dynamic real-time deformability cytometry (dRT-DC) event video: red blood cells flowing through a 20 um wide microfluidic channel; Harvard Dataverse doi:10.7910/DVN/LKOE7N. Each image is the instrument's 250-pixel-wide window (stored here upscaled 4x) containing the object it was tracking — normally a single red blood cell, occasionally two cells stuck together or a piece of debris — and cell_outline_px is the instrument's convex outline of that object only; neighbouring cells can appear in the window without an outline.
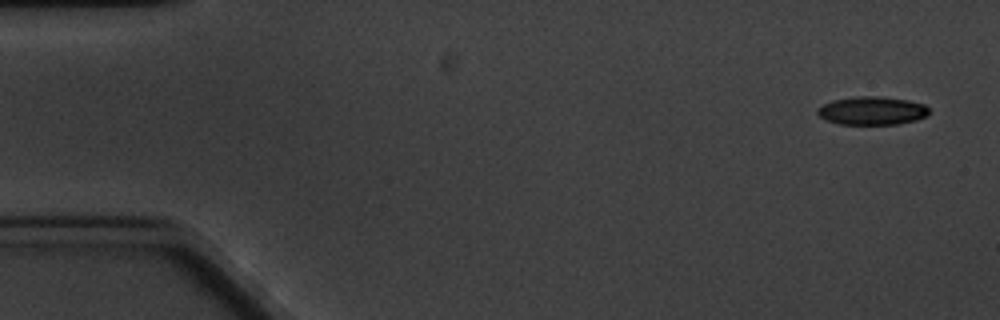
{"species": "common noctule bat (a hibernating species)", "species_latin": "Nyctalus noctula", "temperature_condition": "cold", "stored_images_in_passage": 5, "camera_frame_rate_fps": 3000, "um_per_image_px": 0.085, "animal": {"sex": "male", "body_mass_g": 20.1, "forearm_length_mm": 53.5}, "frame": {"image": 1, "passage_image": 1, "time_ms": 0.0, "image_size_px": [1000, 320], "cell_outline_px": [[928, 116], [916, 120], [896, 124], [840, 124], [828, 120], [820, 116], [816, 112], [816, 108], [832, 100], [856, 96], [880, 96], [908, 100], [924, 104], [928, 108]], "centroid_in_image_um": [74.13, 9.4], "position_along_channel_um": 10.9, "area_um2": 18.38}}
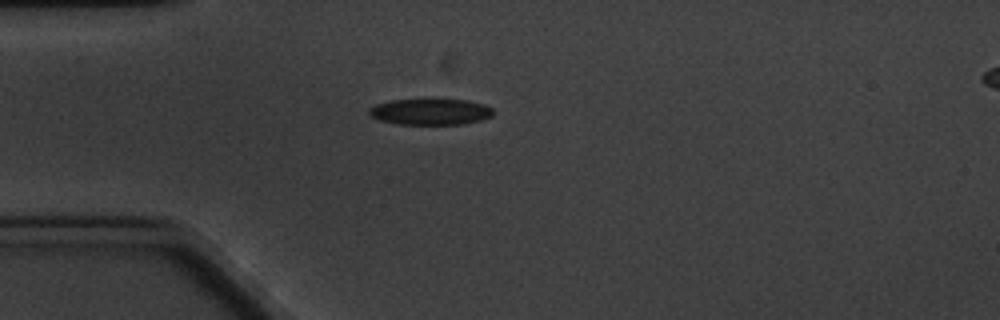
{"frame": {"image": 2, "passage_image": 5, "time_ms": 4.333, "image_size_px": [1000, 320], "cell_outline_px": [[492, 116], [480, 120], [460, 124], [400, 124], [380, 120], [368, 116], [368, 108], [376, 104], [392, 100], [468, 100], [484, 104], [492, 108]], "centroid_in_image_um": [36.55, 9.5], "position_along_channel_um": 48.5, "area_um2": 18.73}}